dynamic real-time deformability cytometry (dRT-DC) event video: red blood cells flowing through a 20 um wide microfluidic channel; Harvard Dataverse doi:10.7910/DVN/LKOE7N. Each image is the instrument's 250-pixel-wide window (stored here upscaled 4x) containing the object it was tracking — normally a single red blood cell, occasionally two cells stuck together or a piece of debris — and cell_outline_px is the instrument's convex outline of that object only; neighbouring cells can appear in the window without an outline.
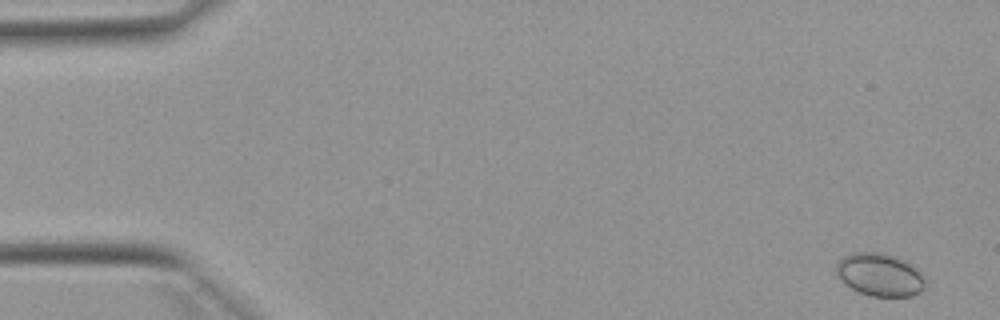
{"species": "Egyptian fruit bat (a non-hibernating species)", "species_latin": "Rousettus aegyptiacus", "temperature_condition": "warm", "stored_images_in_passage": 54, "segment_of_instrument_passage": [1, 2], "camera_frame_rate_fps": 3000, "um_per_image_px": 0.085, "animal": {"sex": "female"}, "frame": {"image": 1, "passage_image": 2, "time_ms": 0.333, "image_size_px": [1000, 320], "cell_outline_px": [[924, 288], [920, 292], [912, 296], [872, 296], [860, 292], [844, 284], [836, 272], [836, 264], [844, 256], [856, 252], [880, 252], [904, 260], [912, 264], [920, 272], [924, 280]], "centroid_in_image_um": [74.78, 23.35], "position_along_channel_um": 10.2, "area_um2": 22.02}}
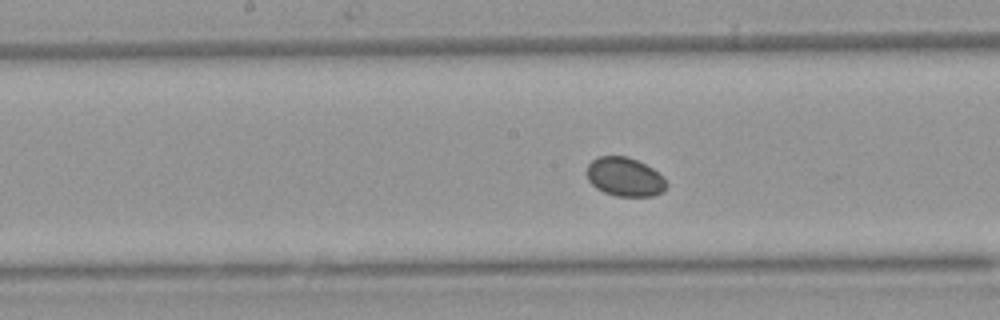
{"frame": {"image": 2, "passage_image": 27, "time_ms": 8.667, "image_size_px": [1000, 320], "cell_outline_px": [[668, 184], [664, 192], [652, 196], [616, 196], [604, 192], [596, 188], [588, 180], [588, 164], [592, 160], [600, 156], [628, 156], [652, 168], [664, 176]], "centroid_in_image_um": [53.14, 15.05], "position_along_channel_um": 195.1, "area_um2": 18.09}}
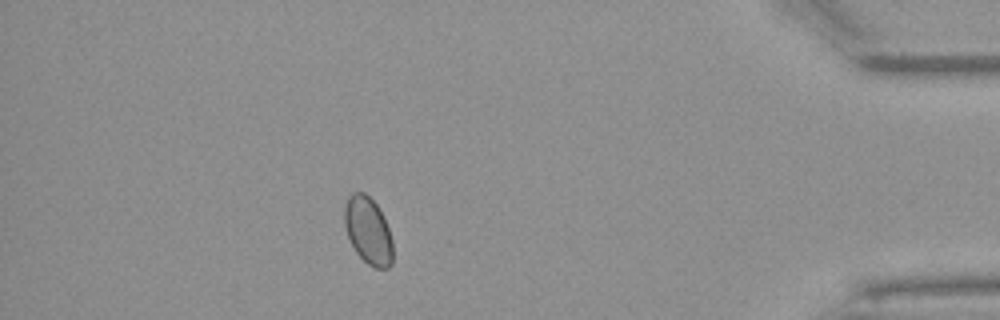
{"frame": {"image": 3, "passage_image": 47, "time_ms": 15.333, "image_size_px": [1000, 320], "cell_outline_px": [[392, 264], [388, 268], [376, 268], [368, 264], [356, 252], [348, 236], [344, 224], [344, 208], [348, 196], [352, 192], [364, 192], [376, 204], [384, 216], [392, 240]], "centroid_in_image_um": [31.29, 19.59], "position_along_channel_um": 403.9, "area_um2": 18.84}}